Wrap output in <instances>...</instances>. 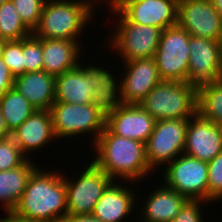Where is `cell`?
<instances>
[{
  "label": "cell",
  "instance_id": "1",
  "mask_svg": "<svg viewBox=\"0 0 222 222\" xmlns=\"http://www.w3.org/2000/svg\"><path fill=\"white\" fill-rule=\"evenodd\" d=\"M44 169L38 166L30 175L11 212L15 217L29 222H62L67 216L66 183L62 171Z\"/></svg>",
  "mask_w": 222,
  "mask_h": 222
},
{
  "label": "cell",
  "instance_id": "2",
  "mask_svg": "<svg viewBox=\"0 0 222 222\" xmlns=\"http://www.w3.org/2000/svg\"><path fill=\"white\" fill-rule=\"evenodd\" d=\"M92 149V162L114 181L123 179L133 184L153 172L148 165L145 143L112 134L106 127Z\"/></svg>",
  "mask_w": 222,
  "mask_h": 222
},
{
  "label": "cell",
  "instance_id": "3",
  "mask_svg": "<svg viewBox=\"0 0 222 222\" xmlns=\"http://www.w3.org/2000/svg\"><path fill=\"white\" fill-rule=\"evenodd\" d=\"M94 14L96 10L83 0H46L32 34L38 39H65L80 43V35Z\"/></svg>",
  "mask_w": 222,
  "mask_h": 222
},
{
  "label": "cell",
  "instance_id": "4",
  "mask_svg": "<svg viewBox=\"0 0 222 222\" xmlns=\"http://www.w3.org/2000/svg\"><path fill=\"white\" fill-rule=\"evenodd\" d=\"M110 6V14L118 18L110 37H106L110 39L107 47L110 45L123 62L154 57L162 29L131 22L113 4Z\"/></svg>",
  "mask_w": 222,
  "mask_h": 222
},
{
  "label": "cell",
  "instance_id": "5",
  "mask_svg": "<svg viewBox=\"0 0 222 222\" xmlns=\"http://www.w3.org/2000/svg\"><path fill=\"white\" fill-rule=\"evenodd\" d=\"M139 105L156 121L189 119L197 112V92L187 82L162 80Z\"/></svg>",
  "mask_w": 222,
  "mask_h": 222
},
{
  "label": "cell",
  "instance_id": "6",
  "mask_svg": "<svg viewBox=\"0 0 222 222\" xmlns=\"http://www.w3.org/2000/svg\"><path fill=\"white\" fill-rule=\"evenodd\" d=\"M56 138L67 140L71 137L90 133L92 144L105 129L106 118L101 115L92 103L72 104L54 102L49 109Z\"/></svg>",
  "mask_w": 222,
  "mask_h": 222
},
{
  "label": "cell",
  "instance_id": "7",
  "mask_svg": "<svg viewBox=\"0 0 222 222\" xmlns=\"http://www.w3.org/2000/svg\"><path fill=\"white\" fill-rule=\"evenodd\" d=\"M190 34L178 25L162 30L154 60L162 80L187 82Z\"/></svg>",
  "mask_w": 222,
  "mask_h": 222
},
{
  "label": "cell",
  "instance_id": "8",
  "mask_svg": "<svg viewBox=\"0 0 222 222\" xmlns=\"http://www.w3.org/2000/svg\"><path fill=\"white\" fill-rule=\"evenodd\" d=\"M81 173L69 179L63 174L66 183L67 215L92 214L97 201L114 181L92 161L85 164ZM79 177V178H78ZM73 180V181H72Z\"/></svg>",
  "mask_w": 222,
  "mask_h": 222
},
{
  "label": "cell",
  "instance_id": "9",
  "mask_svg": "<svg viewBox=\"0 0 222 222\" xmlns=\"http://www.w3.org/2000/svg\"><path fill=\"white\" fill-rule=\"evenodd\" d=\"M165 168L161 175L167 187L187 199L208 202V162L183 153Z\"/></svg>",
  "mask_w": 222,
  "mask_h": 222
},
{
  "label": "cell",
  "instance_id": "10",
  "mask_svg": "<svg viewBox=\"0 0 222 222\" xmlns=\"http://www.w3.org/2000/svg\"><path fill=\"white\" fill-rule=\"evenodd\" d=\"M188 121L189 119H166L155 122L153 132L146 142L147 161L153 173L160 170L157 169L159 166L164 169L163 165L166 167L183 154Z\"/></svg>",
  "mask_w": 222,
  "mask_h": 222
},
{
  "label": "cell",
  "instance_id": "11",
  "mask_svg": "<svg viewBox=\"0 0 222 222\" xmlns=\"http://www.w3.org/2000/svg\"><path fill=\"white\" fill-rule=\"evenodd\" d=\"M187 83L198 92L222 79V49L218 41L190 36Z\"/></svg>",
  "mask_w": 222,
  "mask_h": 222
},
{
  "label": "cell",
  "instance_id": "12",
  "mask_svg": "<svg viewBox=\"0 0 222 222\" xmlns=\"http://www.w3.org/2000/svg\"><path fill=\"white\" fill-rule=\"evenodd\" d=\"M113 5L131 22L165 30L177 25V0H115Z\"/></svg>",
  "mask_w": 222,
  "mask_h": 222
},
{
  "label": "cell",
  "instance_id": "13",
  "mask_svg": "<svg viewBox=\"0 0 222 222\" xmlns=\"http://www.w3.org/2000/svg\"><path fill=\"white\" fill-rule=\"evenodd\" d=\"M122 63L124 65L123 77L117 76L121 78L119 79L121 102L122 104H140L146 95L162 81L154 57Z\"/></svg>",
  "mask_w": 222,
  "mask_h": 222
},
{
  "label": "cell",
  "instance_id": "14",
  "mask_svg": "<svg viewBox=\"0 0 222 222\" xmlns=\"http://www.w3.org/2000/svg\"><path fill=\"white\" fill-rule=\"evenodd\" d=\"M177 25L191 36L218 41L222 16L215 10L210 0H180Z\"/></svg>",
  "mask_w": 222,
  "mask_h": 222
},
{
  "label": "cell",
  "instance_id": "15",
  "mask_svg": "<svg viewBox=\"0 0 222 222\" xmlns=\"http://www.w3.org/2000/svg\"><path fill=\"white\" fill-rule=\"evenodd\" d=\"M221 151L222 126L203 118L196 112L188 121L183 153L210 162Z\"/></svg>",
  "mask_w": 222,
  "mask_h": 222
},
{
  "label": "cell",
  "instance_id": "16",
  "mask_svg": "<svg viewBox=\"0 0 222 222\" xmlns=\"http://www.w3.org/2000/svg\"><path fill=\"white\" fill-rule=\"evenodd\" d=\"M156 120L139 104H121L106 118L105 127L115 135L146 144Z\"/></svg>",
  "mask_w": 222,
  "mask_h": 222
},
{
  "label": "cell",
  "instance_id": "17",
  "mask_svg": "<svg viewBox=\"0 0 222 222\" xmlns=\"http://www.w3.org/2000/svg\"><path fill=\"white\" fill-rule=\"evenodd\" d=\"M11 137L26 157L32 152L37 153L36 150L43 151L49 147L51 141L58 140L54 134L49 110H36L11 132Z\"/></svg>",
  "mask_w": 222,
  "mask_h": 222
},
{
  "label": "cell",
  "instance_id": "18",
  "mask_svg": "<svg viewBox=\"0 0 222 222\" xmlns=\"http://www.w3.org/2000/svg\"><path fill=\"white\" fill-rule=\"evenodd\" d=\"M122 183L123 181L115 180L108 186L97 201L92 215L103 222H125L130 214L133 215L132 211L134 212L135 206L138 207L136 203L140 202V196L135 195L132 187H127L126 181Z\"/></svg>",
  "mask_w": 222,
  "mask_h": 222
},
{
  "label": "cell",
  "instance_id": "19",
  "mask_svg": "<svg viewBox=\"0 0 222 222\" xmlns=\"http://www.w3.org/2000/svg\"><path fill=\"white\" fill-rule=\"evenodd\" d=\"M83 59L79 61V66L85 74L92 78L93 96L91 103L96 110L105 118L110 116L121 104L120 80L105 67L89 64H82ZM115 76V77H114ZM118 83V84H117Z\"/></svg>",
  "mask_w": 222,
  "mask_h": 222
},
{
  "label": "cell",
  "instance_id": "20",
  "mask_svg": "<svg viewBox=\"0 0 222 222\" xmlns=\"http://www.w3.org/2000/svg\"><path fill=\"white\" fill-rule=\"evenodd\" d=\"M143 197L139 219L140 222H171L189 200L164 183ZM145 200V201H144Z\"/></svg>",
  "mask_w": 222,
  "mask_h": 222
},
{
  "label": "cell",
  "instance_id": "21",
  "mask_svg": "<svg viewBox=\"0 0 222 222\" xmlns=\"http://www.w3.org/2000/svg\"><path fill=\"white\" fill-rule=\"evenodd\" d=\"M77 41L42 39L43 71L55 77L79 65L82 47Z\"/></svg>",
  "mask_w": 222,
  "mask_h": 222
},
{
  "label": "cell",
  "instance_id": "22",
  "mask_svg": "<svg viewBox=\"0 0 222 222\" xmlns=\"http://www.w3.org/2000/svg\"><path fill=\"white\" fill-rule=\"evenodd\" d=\"M55 78L44 71L26 72L15 78L14 88L37 110H49L55 102Z\"/></svg>",
  "mask_w": 222,
  "mask_h": 222
},
{
  "label": "cell",
  "instance_id": "23",
  "mask_svg": "<svg viewBox=\"0 0 222 222\" xmlns=\"http://www.w3.org/2000/svg\"><path fill=\"white\" fill-rule=\"evenodd\" d=\"M92 78L78 65L55 78V102L86 104L93 96Z\"/></svg>",
  "mask_w": 222,
  "mask_h": 222
},
{
  "label": "cell",
  "instance_id": "24",
  "mask_svg": "<svg viewBox=\"0 0 222 222\" xmlns=\"http://www.w3.org/2000/svg\"><path fill=\"white\" fill-rule=\"evenodd\" d=\"M30 160L28 158L17 168L0 171V204L5 214L11 213L17 206L30 175L39 166Z\"/></svg>",
  "mask_w": 222,
  "mask_h": 222
},
{
  "label": "cell",
  "instance_id": "25",
  "mask_svg": "<svg viewBox=\"0 0 222 222\" xmlns=\"http://www.w3.org/2000/svg\"><path fill=\"white\" fill-rule=\"evenodd\" d=\"M0 108L10 132H13L37 110L14 87L0 97Z\"/></svg>",
  "mask_w": 222,
  "mask_h": 222
},
{
  "label": "cell",
  "instance_id": "26",
  "mask_svg": "<svg viewBox=\"0 0 222 222\" xmlns=\"http://www.w3.org/2000/svg\"><path fill=\"white\" fill-rule=\"evenodd\" d=\"M197 112L203 118L222 126V79L197 92Z\"/></svg>",
  "mask_w": 222,
  "mask_h": 222
},
{
  "label": "cell",
  "instance_id": "27",
  "mask_svg": "<svg viewBox=\"0 0 222 222\" xmlns=\"http://www.w3.org/2000/svg\"><path fill=\"white\" fill-rule=\"evenodd\" d=\"M32 31L21 20L11 0L0 6V38L4 41H16L29 37Z\"/></svg>",
  "mask_w": 222,
  "mask_h": 222
},
{
  "label": "cell",
  "instance_id": "28",
  "mask_svg": "<svg viewBox=\"0 0 222 222\" xmlns=\"http://www.w3.org/2000/svg\"><path fill=\"white\" fill-rule=\"evenodd\" d=\"M22 55L25 73L43 71L42 39L33 34L22 39Z\"/></svg>",
  "mask_w": 222,
  "mask_h": 222
},
{
  "label": "cell",
  "instance_id": "29",
  "mask_svg": "<svg viewBox=\"0 0 222 222\" xmlns=\"http://www.w3.org/2000/svg\"><path fill=\"white\" fill-rule=\"evenodd\" d=\"M1 60L7 65L14 79L25 74V64L22 55V39L5 41Z\"/></svg>",
  "mask_w": 222,
  "mask_h": 222
},
{
  "label": "cell",
  "instance_id": "30",
  "mask_svg": "<svg viewBox=\"0 0 222 222\" xmlns=\"http://www.w3.org/2000/svg\"><path fill=\"white\" fill-rule=\"evenodd\" d=\"M28 158L21 152L11 136L0 140V171L17 168Z\"/></svg>",
  "mask_w": 222,
  "mask_h": 222
},
{
  "label": "cell",
  "instance_id": "31",
  "mask_svg": "<svg viewBox=\"0 0 222 222\" xmlns=\"http://www.w3.org/2000/svg\"><path fill=\"white\" fill-rule=\"evenodd\" d=\"M24 24L33 31L39 23L46 0H11Z\"/></svg>",
  "mask_w": 222,
  "mask_h": 222
},
{
  "label": "cell",
  "instance_id": "32",
  "mask_svg": "<svg viewBox=\"0 0 222 222\" xmlns=\"http://www.w3.org/2000/svg\"><path fill=\"white\" fill-rule=\"evenodd\" d=\"M222 194V151L208 162V203Z\"/></svg>",
  "mask_w": 222,
  "mask_h": 222
},
{
  "label": "cell",
  "instance_id": "33",
  "mask_svg": "<svg viewBox=\"0 0 222 222\" xmlns=\"http://www.w3.org/2000/svg\"><path fill=\"white\" fill-rule=\"evenodd\" d=\"M208 202L204 200H188L181 208L180 213L171 222H204V216H202L204 207ZM202 212V213H201Z\"/></svg>",
  "mask_w": 222,
  "mask_h": 222
},
{
  "label": "cell",
  "instance_id": "34",
  "mask_svg": "<svg viewBox=\"0 0 222 222\" xmlns=\"http://www.w3.org/2000/svg\"><path fill=\"white\" fill-rule=\"evenodd\" d=\"M14 81L9 68L0 58V97L14 87Z\"/></svg>",
  "mask_w": 222,
  "mask_h": 222
},
{
  "label": "cell",
  "instance_id": "35",
  "mask_svg": "<svg viewBox=\"0 0 222 222\" xmlns=\"http://www.w3.org/2000/svg\"><path fill=\"white\" fill-rule=\"evenodd\" d=\"M62 222H103L94 215H67Z\"/></svg>",
  "mask_w": 222,
  "mask_h": 222
},
{
  "label": "cell",
  "instance_id": "36",
  "mask_svg": "<svg viewBox=\"0 0 222 222\" xmlns=\"http://www.w3.org/2000/svg\"><path fill=\"white\" fill-rule=\"evenodd\" d=\"M11 136V132L7 128L5 119L3 117L2 110L0 108V140L8 138Z\"/></svg>",
  "mask_w": 222,
  "mask_h": 222
},
{
  "label": "cell",
  "instance_id": "37",
  "mask_svg": "<svg viewBox=\"0 0 222 222\" xmlns=\"http://www.w3.org/2000/svg\"><path fill=\"white\" fill-rule=\"evenodd\" d=\"M0 222H29L15 217L12 213H7L4 218H0Z\"/></svg>",
  "mask_w": 222,
  "mask_h": 222
},
{
  "label": "cell",
  "instance_id": "38",
  "mask_svg": "<svg viewBox=\"0 0 222 222\" xmlns=\"http://www.w3.org/2000/svg\"><path fill=\"white\" fill-rule=\"evenodd\" d=\"M83 1H85V2H87L90 6H92L94 9L96 8L97 9V7L96 6H98L97 4H98V2L99 3H103L104 1V4H106L107 5V3H108V5L110 6L111 4H113L112 3V0H83ZM102 1V2H101ZM107 2V3H106ZM95 4H96V6H95Z\"/></svg>",
  "mask_w": 222,
  "mask_h": 222
},
{
  "label": "cell",
  "instance_id": "39",
  "mask_svg": "<svg viewBox=\"0 0 222 222\" xmlns=\"http://www.w3.org/2000/svg\"><path fill=\"white\" fill-rule=\"evenodd\" d=\"M215 10L222 16V0H210Z\"/></svg>",
  "mask_w": 222,
  "mask_h": 222
},
{
  "label": "cell",
  "instance_id": "40",
  "mask_svg": "<svg viewBox=\"0 0 222 222\" xmlns=\"http://www.w3.org/2000/svg\"><path fill=\"white\" fill-rule=\"evenodd\" d=\"M4 44H5V41L0 38V58L2 55V50H3Z\"/></svg>",
  "mask_w": 222,
  "mask_h": 222
},
{
  "label": "cell",
  "instance_id": "41",
  "mask_svg": "<svg viewBox=\"0 0 222 222\" xmlns=\"http://www.w3.org/2000/svg\"><path fill=\"white\" fill-rule=\"evenodd\" d=\"M218 43L222 49V26H221V30H220V36H219V39H218Z\"/></svg>",
  "mask_w": 222,
  "mask_h": 222
},
{
  "label": "cell",
  "instance_id": "42",
  "mask_svg": "<svg viewBox=\"0 0 222 222\" xmlns=\"http://www.w3.org/2000/svg\"><path fill=\"white\" fill-rule=\"evenodd\" d=\"M221 199H222V194L214 201V203H215L216 201L218 202L219 200H220L219 202H222Z\"/></svg>",
  "mask_w": 222,
  "mask_h": 222
},
{
  "label": "cell",
  "instance_id": "43",
  "mask_svg": "<svg viewBox=\"0 0 222 222\" xmlns=\"http://www.w3.org/2000/svg\"><path fill=\"white\" fill-rule=\"evenodd\" d=\"M7 0H0V6Z\"/></svg>",
  "mask_w": 222,
  "mask_h": 222
}]
</instances>
